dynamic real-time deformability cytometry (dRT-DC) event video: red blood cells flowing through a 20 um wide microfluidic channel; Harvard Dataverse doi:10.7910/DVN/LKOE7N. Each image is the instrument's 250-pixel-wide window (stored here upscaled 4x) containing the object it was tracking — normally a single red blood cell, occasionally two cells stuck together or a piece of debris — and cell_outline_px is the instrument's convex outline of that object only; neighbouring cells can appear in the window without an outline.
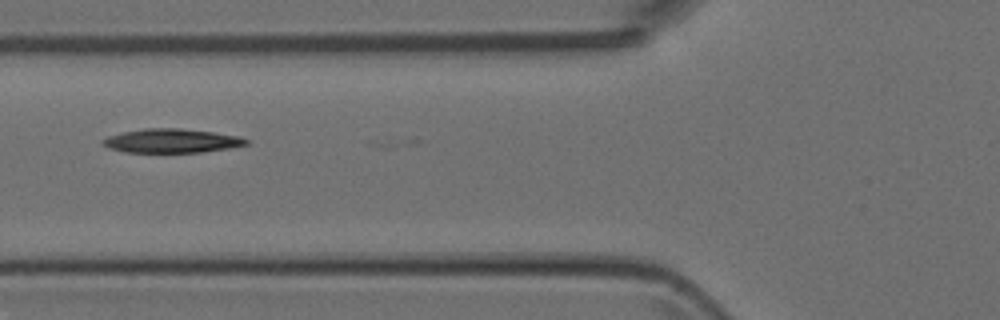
{"species": "Egyptian fruit bat (a non-hibernating species)", "species_latin": "Rousettus aegyptiacus", "temperature_condition": "room temperature", "stored_images_in_passage": 5, "camera_frame_rate_fps": 3000, "um_per_image_px": 0.085, "animal": {"sex": "female"}, "frame": {"image": 1, "passage_image": 5, "time_ms": 5.333, "image_size_px": [1000, 320], "cell_outline_px": [[248, 144], [228, 148], [200, 152], [124, 152], [108, 148], [100, 140], [108, 136], [124, 132], [144, 128], [180, 128], [212, 132], [240, 136], [248, 140]], "centroid_in_image_um": [14.57, 11.96], "position_along_channel_um": 111.2, "area_um2": 19.88}}